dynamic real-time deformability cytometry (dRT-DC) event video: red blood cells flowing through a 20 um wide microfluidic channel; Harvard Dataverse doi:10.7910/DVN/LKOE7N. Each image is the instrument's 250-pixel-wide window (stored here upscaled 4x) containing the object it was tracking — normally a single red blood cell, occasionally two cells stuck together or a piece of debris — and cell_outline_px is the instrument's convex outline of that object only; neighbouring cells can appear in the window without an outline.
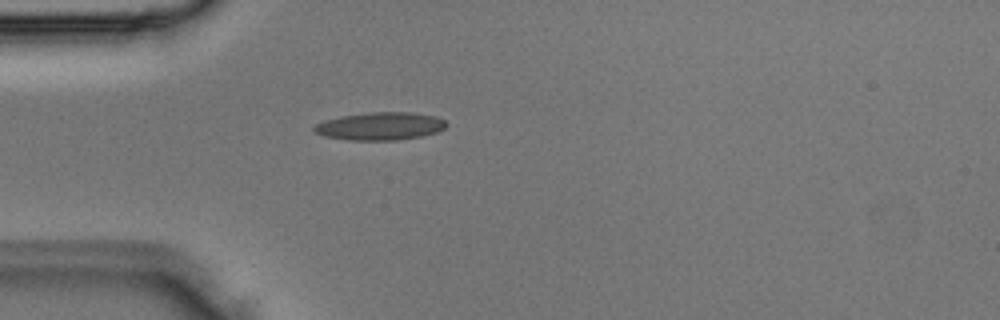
{"species": "Egyptian fruit bat (a non-hibernating species)", "species_latin": "Rousettus aegyptiacus", "temperature_condition": "room temperature", "stored_images_in_passage": 2, "camera_frame_rate_fps": 3000, "um_per_image_px": 0.085, "animal": {"sex": "male"}, "frame": {"image": 1, "passage_image": 2, "time_ms": 0.333, "image_size_px": [1000, 320], "cell_outline_px": [[448, 124], [444, 128], [436, 132], [420, 136], [396, 140], [348, 140], [324, 136], [312, 132], [312, 128], [316, 124], [324, 120], [340, 116], [372, 112], [412, 112], [436, 116], [444, 120]], "centroid_in_image_um": [32.28, 10.72], "position_along_channel_um": 52.7, "area_um2": 21.5}}